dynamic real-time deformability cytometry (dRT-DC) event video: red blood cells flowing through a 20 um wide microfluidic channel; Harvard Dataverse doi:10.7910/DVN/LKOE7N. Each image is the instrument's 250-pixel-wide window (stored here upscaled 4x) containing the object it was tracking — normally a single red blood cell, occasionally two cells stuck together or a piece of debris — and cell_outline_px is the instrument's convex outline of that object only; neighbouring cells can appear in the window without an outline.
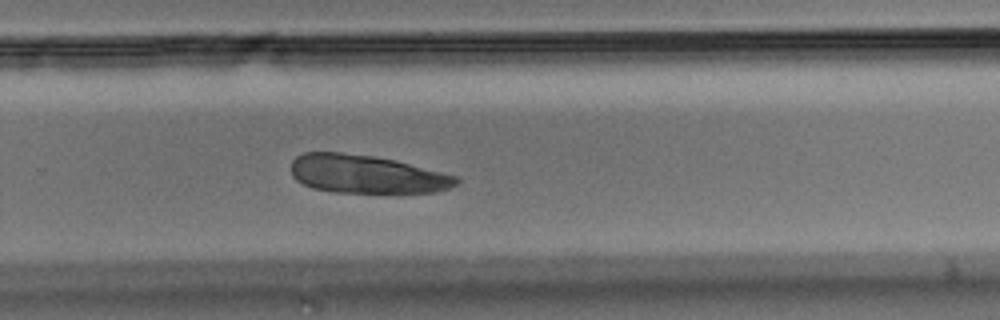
{"species": "Egyptian fruit bat (a non-hibernating species)", "species_latin": "Rousettus aegyptiacus", "temperature_condition": "room temperature", "stored_images_in_passage": 36, "camera_frame_rate_fps": 3000, "um_per_image_px": 0.085, "animal": {"sex": "male"}, "frame": {"image": 1, "passage_image": 20, "time_ms": 6.333, "image_size_px": [1000, 320], "cell_outline_px": [[460, 180], [452, 188], [436, 192], [336, 192], [312, 188], [296, 180], [292, 176], [292, 160], [296, 156], [304, 152], [340, 152], [372, 156], [396, 160], [456, 176]], "centroid_in_image_um": [31.14, 14.8], "position_along_channel_um": 298.7, "area_um2": 36.7}}